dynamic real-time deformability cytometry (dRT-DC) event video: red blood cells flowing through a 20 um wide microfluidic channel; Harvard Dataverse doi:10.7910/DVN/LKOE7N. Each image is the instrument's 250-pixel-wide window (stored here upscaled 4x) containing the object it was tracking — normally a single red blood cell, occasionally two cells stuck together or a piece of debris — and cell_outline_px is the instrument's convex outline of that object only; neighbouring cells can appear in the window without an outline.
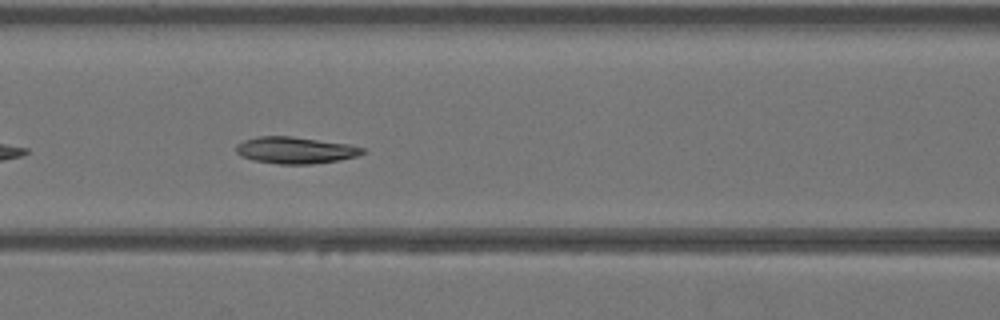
{"species": "Egyptian fruit bat (a non-hibernating species)", "species_latin": "Rousettus aegyptiacus", "temperature_condition": "warm", "stored_images_in_passage": 32, "camera_frame_rate_fps": 3000, "um_per_image_px": 0.085, "animal": {"sex": "female"}, "frame": {"image": 1, "passage_image": 7, "time_ms": 2.0, "image_size_px": [1000, 320], "cell_outline_px": [[364, 152], [356, 156], [340, 160], [312, 164], [276, 164], [252, 160], [240, 156], [236, 152], [236, 144], [244, 140], [256, 136], [292, 136], [348, 144], [364, 148]], "centroid_in_image_um": [25.05, 12.77], "position_along_channel_um": 141.5, "area_um2": 19.77}}
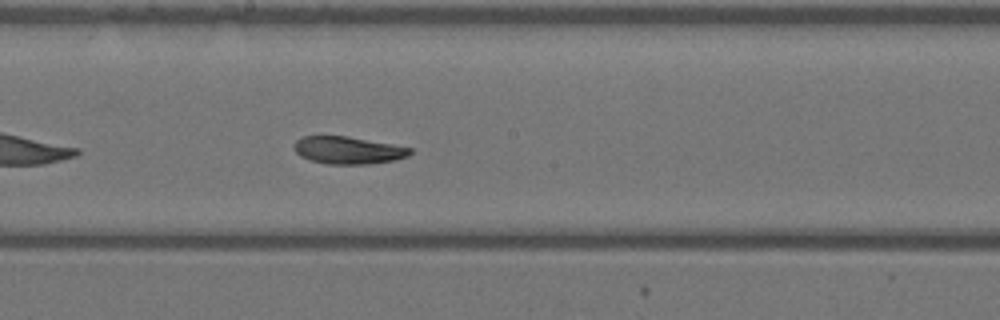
{"frame": {"image": 2, "passage_image": 12, "time_ms": 3.667, "image_size_px": [1000, 320], "cell_outline_px": [[412, 152], [408, 156], [396, 160], [368, 164], [328, 164], [312, 160], [300, 156], [292, 148], [292, 144], [296, 140], [304, 136], [348, 136], [392, 144], [412, 148]], "centroid_in_image_um": [29.58, 12.77], "position_along_channel_um": 218.6, "area_um2": 18.61}}
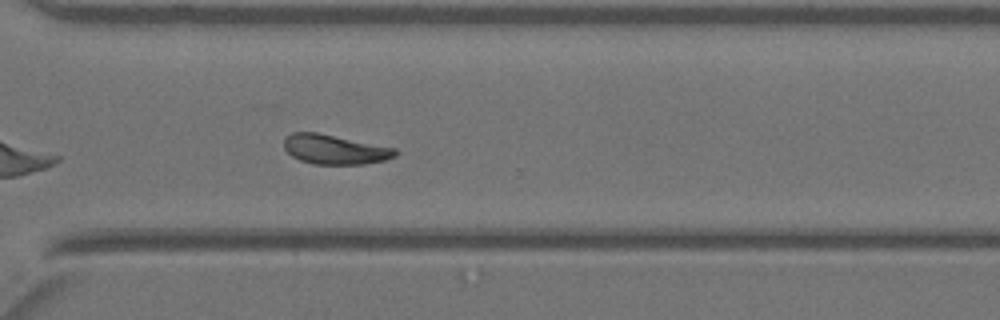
{"frame": {"image": 3, "passage_image": 20, "time_ms": 6.333, "image_size_px": [1000, 320], "cell_outline_px": [[396, 156], [384, 160], [364, 164], [312, 164], [300, 160], [292, 156], [284, 148], [284, 140], [292, 132], [316, 132], [396, 148]], "centroid_in_image_um": [28.44, 12.7], "position_along_channel_um": 342.2, "area_um2": 19.02}}